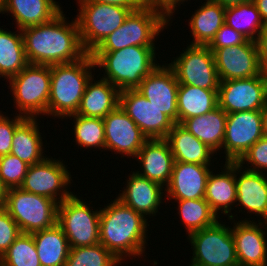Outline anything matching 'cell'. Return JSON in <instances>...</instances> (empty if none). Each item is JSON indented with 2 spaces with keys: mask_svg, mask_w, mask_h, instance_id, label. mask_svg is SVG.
Wrapping results in <instances>:
<instances>
[{
  "mask_svg": "<svg viewBox=\"0 0 267 266\" xmlns=\"http://www.w3.org/2000/svg\"><path fill=\"white\" fill-rule=\"evenodd\" d=\"M119 105L147 139H166L175 123L136 89L119 93Z\"/></svg>",
  "mask_w": 267,
  "mask_h": 266,
  "instance_id": "9a60e30c",
  "label": "cell"
},
{
  "mask_svg": "<svg viewBox=\"0 0 267 266\" xmlns=\"http://www.w3.org/2000/svg\"><path fill=\"white\" fill-rule=\"evenodd\" d=\"M78 4L80 9L76 20L82 45L88 53L119 28L131 11L139 9L105 3Z\"/></svg>",
  "mask_w": 267,
  "mask_h": 266,
  "instance_id": "ba28073f",
  "label": "cell"
},
{
  "mask_svg": "<svg viewBox=\"0 0 267 266\" xmlns=\"http://www.w3.org/2000/svg\"><path fill=\"white\" fill-rule=\"evenodd\" d=\"M54 0H4L0 13H11L22 30L51 21L61 12Z\"/></svg>",
  "mask_w": 267,
  "mask_h": 266,
  "instance_id": "cb8c5ba5",
  "label": "cell"
},
{
  "mask_svg": "<svg viewBox=\"0 0 267 266\" xmlns=\"http://www.w3.org/2000/svg\"><path fill=\"white\" fill-rule=\"evenodd\" d=\"M100 209L99 240L118 260L142 256L145 251L147 219L118 198Z\"/></svg>",
  "mask_w": 267,
  "mask_h": 266,
  "instance_id": "7a4b0ae2",
  "label": "cell"
},
{
  "mask_svg": "<svg viewBox=\"0 0 267 266\" xmlns=\"http://www.w3.org/2000/svg\"><path fill=\"white\" fill-rule=\"evenodd\" d=\"M118 260L101 243L93 246L70 247L64 266H117Z\"/></svg>",
  "mask_w": 267,
  "mask_h": 266,
  "instance_id": "74e56055",
  "label": "cell"
},
{
  "mask_svg": "<svg viewBox=\"0 0 267 266\" xmlns=\"http://www.w3.org/2000/svg\"><path fill=\"white\" fill-rule=\"evenodd\" d=\"M263 137L261 110L227 114L222 148L226 162H237L245 152Z\"/></svg>",
  "mask_w": 267,
  "mask_h": 266,
  "instance_id": "5bb4252c",
  "label": "cell"
},
{
  "mask_svg": "<svg viewBox=\"0 0 267 266\" xmlns=\"http://www.w3.org/2000/svg\"><path fill=\"white\" fill-rule=\"evenodd\" d=\"M146 3H152L154 0H144Z\"/></svg>",
  "mask_w": 267,
  "mask_h": 266,
  "instance_id": "f5cc1de1",
  "label": "cell"
},
{
  "mask_svg": "<svg viewBox=\"0 0 267 266\" xmlns=\"http://www.w3.org/2000/svg\"><path fill=\"white\" fill-rule=\"evenodd\" d=\"M21 32L29 64L70 63L88 53L82 45L77 20L66 23L63 11L51 21L22 29Z\"/></svg>",
  "mask_w": 267,
  "mask_h": 266,
  "instance_id": "6da1fadb",
  "label": "cell"
},
{
  "mask_svg": "<svg viewBox=\"0 0 267 266\" xmlns=\"http://www.w3.org/2000/svg\"><path fill=\"white\" fill-rule=\"evenodd\" d=\"M213 54L219 81L256 77L264 72L253 40L216 49Z\"/></svg>",
  "mask_w": 267,
  "mask_h": 266,
  "instance_id": "2e32d148",
  "label": "cell"
},
{
  "mask_svg": "<svg viewBox=\"0 0 267 266\" xmlns=\"http://www.w3.org/2000/svg\"><path fill=\"white\" fill-rule=\"evenodd\" d=\"M206 1L190 19L189 26L194 41L191 45H208L225 24L226 8L213 0Z\"/></svg>",
  "mask_w": 267,
  "mask_h": 266,
  "instance_id": "f546056e",
  "label": "cell"
},
{
  "mask_svg": "<svg viewBox=\"0 0 267 266\" xmlns=\"http://www.w3.org/2000/svg\"><path fill=\"white\" fill-rule=\"evenodd\" d=\"M209 165L174 162L169 184L165 187L167 198L193 200L205 197Z\"/></svg>",
  "mask_w": 267,
  "mask_h": 266,
  "instance_id": "ffe728a7",
  "label": "cell"
},
{
  "mask_svg": "<svg viewBox=\"0 0 267 266\" xmlns=\"http://www.w3.org/2000/svg\"><path fill=\"white\" fill-rule=\"evenodd\" d=\"M90 79L81 99L77 115L103 119L119 105L120 91L109 81Z\"/></svg>",
  "mask_w": 267,
  "mask_h": 266,
  "instance_id": "d4e9b609",
  "label": "cell"
},
{
  "mask_svg": "<svg viewBox=\"0 0 267 266\" xmlns=\"http://www.w3.org/2000/svg\"><path fill=\"white\" fill-rule=\"evenodd\" d=\"M6 193H7V189L4 187V185L0 179V209L4 208Z\"/></svg>",
  "mask_w": 267,
  "mask_h": 266,
  "instance_id": "f907efd6",
  "label": "cell"
},
{
  "mask_svg": "<svg viewBox=\"0 0 267 266\" xmlns=\"http://www.w3.org/2000/svg\"><path fill=\"white\" fill-rule=\"evenodd\" d=\"M74 117V135L76 144L80 147H94L105 149L104 120L101 118L85 117L72 114Z\"/></svg>",
  "mask_w": 267,
  "mask_h": 266,
  "instance_id": "8d00e7d4",
  "label": "cell"
},
{
  "mask_svg": "<svg viewBox=\"0 0 267 266\" xmlns=\"http://www.w3.org/2000/svg\"><path fill=\"white\" fill-rule=\"evenodd\" d=\"M218 106V90L179 84L177 94L178 123L204 115Z\"/></svg>",
  "mask_w": 267,
  "mask_h": 266,
  "instance_id": "1f68e13d",
  "label": "cell"
},
{
  "mask_svg": "<svg viewBox=\"0 0 267 266\" xmlns=\"http://www.w3.org/2000/svg\"><path fill=\"white\" fill-rule=\"evenodd\" d=\"M213 1L227 8V7L236 6V5L245 3V2H249L251 0H213Z\"/></svg>",
  "mask_w": 267,
  "mask_h": 266,
  "instance_id": "c3c4849f",
  "label": "cell"
},
{
  "mask_svg": "<svg viewBox=\"0 0 267 266\" xmlns=\"http://www.w3.org/2000/svg\"><path fill=\"white\" fill-rule=\"evenodd\" d=\"M78 3H105L126 8H140L146 2L144 0H78Z\"/></svg>",
  "mask_w": 267,
  "mask_h": 266,
  "instance_id": "f6af8a7d",
  "label": "cell"
},
{
  "mask_svg": "<svg viewBox=\"0 0 267 266\" xmlns=\"http://www.w3.org/2000/svg\"><path fill=\"white\" fill-rule=\"evenodd\" d=\"M105 150L136 157L148 140L136 123L118 105L104 118Z\"/></svg>",
  "mask_w": 267,
  "mask_h": 266,
  "instance_id": "ac0fdd59",
  "label": "cell"
},
{
  "mask_svg": "<svg viewBox=\"0 0 267 266\" xmlns=\"http://www.w3.org/2000/svg\"><path fill=\"white\" fill-rule=\"evenodd\" d=\"M37 118H26L13 134L10 153L17 156L29 166L42 162L46 156L42 155L43 143L39 132Z\"/></svg>",
  "mask_w": 267,
  "mask_h": 266,
  "instance_id": "4dcf8cb0",
  "label": "cell"
},
{
  "mask_svg": "<svg viewBox=\"0 0 267 266\" xmlns=\"http://www.w3.org/2000/svg\"><path fill=\"white\" fill-rule=\"evenodd\" d=\"M3 1L4 0H0V11H1V8H2V5H3Z\"/></svg>",
  "mask_w": 267,
  "mask_h": 266,
  "instance_id": "816d5d0a",
  "label": "cell"
},
{
  "mask_svg": "<svg viewBox=\"0 0 267 266\" xmlns=\"http://www.w3.org/2000/svg\"><path fill=\"white\" fill-rule=\"evenodd\" d=\"M179 83L173 69L168 65H159L146 76L136 90L151 104L178 123L177 94Z\"/></svg>",
  "mask_w": 267,
  "mask_h": 266,
  "instance_id": "e0dca14e",
  "label": "cell"
},
{
  "mask_svg": "<svg viewBox=\"0 0 267 266\" xmlns=\"http://www.w3.org/2000/svg\"><path fill=\"white\" fill-rule=\"evenodd\" d=\"M166 140L170 145L174 162L210 165L211 156L215 153L180 123H175Z\"/></svg>",
  "mask_w": 267,
  "mask_h": 266,
  "instance_id": "4316f807",
  "label": "cell"
},
{
  "mask_svg": "<svg viewBox=\"0 0 267 266\" xmlns=\"http://www.w3.org/2000/svg\"><path fill=\"white\" fill-rule=\"evenodd\" d=\"M185 0H154L152 3L156 5L169 19L173 15L175 7ZM187 1V0H186Z\"/></svg>",
  "mask_w": 267,
  "mask_h": 266,
  "instance_id": "bcb514c9",
  "label": "cell"
},
{
  "mask_svg": "<svg viewBox=\"0 0 267 266\" xmlns=\"http://www.w3.org/2000/svg\"><path fill=\"white\" fill-rule=\"evenodd\" d=\"M95 63L90 53L70 63L50 65L51 89L48 115L66 118L76 114Z\"/></svg>",
  "mask_w": 267,
  "mask_h": 266,
  "instance_id": "277c9868",
  "label": "cell"
},
{
  "mask_svg": "<svg viewBox=\"0 0 267 266\" xmlns=\"http://www.w3.org/2000/svg\"><path fill=\"white\" fill-rule=\"evenodd\" d=\"M169 65L179 84H187L207 90H218L219 78L214 54L207 45H189L184 53Z\"/></svg>",
  "mask_w": 267,
  "mask_h": 266,
  "instance_id": "8fae6325",
  "label": "cell"
},
{
  "mask_svg": "<svg viewBox=\"0 0 267 266\" xmlns=\"http://www.w3.org/2000/svg\"><path fill=\"white\" fill-rule=\"evenodd\" d=\"M247 40L248 39L242 33L235 31L232 27L224 24L207 47L213 53L216 49L241 45Z\"/></svg>",
  "mask_w": 267,
  "mask_h": 266,
  "instance_id": "b9f144b4",
  "label": "cell"
},
{
  "mask_svg": "<svg viewBox=\"0 0 267 266\" xmlns=\"http://www.w3.org/2000/svg\"><path fill=\"white\" fill-rule=\"evenodd\" d=\"M4 209L18 224L22 233L32 234L57 224L58 203L21 188L7 190Z\"/></svg>",
  "mask_w": 267,
  "mask_h": 266,
  "instance_id": "52a82bcc",
  "label": "cell"
},
{
  "mask_svg": "<svg viewBox=\"0 0 267 266\" xmlns=\"http://www.w3.org/2000/svg\"><path fill=\"white\" fill-rule=\"evenodd\" d=\"M135 158L142 164L143 173L136 171L138 175L167 187L172 175L174 157L166 139H148Z\"/></svg>",
  "mask_w": 267,
  "mask_h": 266,
  "instance_id": "44dd1931",
  "label": "cell"
},
{
  "mask_svg": "<svg viewBox=\"0 0 267 266\" xmlns=\"http://www.w3.org/2000/svg\"><path fill=\"white\" fill-rule=\"evenodd\" d=\"M163 189L160 184L133 172L123 193L117 198L144 217L156 215L160 203L164 200Z\"/></svg>",
  "mask_w": 267,
  "mask_h": 266,
  "instance_id": "7402d4cb",
  "label": "cell"
},
{
  "mask_svg": "<svg viewBox=\"0 0 267 266\" xmlns=\"http://www.w3.org/2000/svg\"><path fill=\"white\" fill-rule=\"evenodd\" d=\"M225 24L255 41L264 28V23L253 1L225 9ZM256 34V35H255Z\"/></svg>",
  "mask_w": 267,
  "mask_h": 266,
  "instance_id": "836d02e7",
  "label": "cell"
},
{
  "mask_svg": "<svg viewBox=\"0 0 267 266\" xmlns=\"http://www.w3.org/2000/svg\"><path fill=\"white\" fill-rule=\"evenodd\" d=\"M0 28V77L9 80L20 73L29 63L24 49L22 32Z\"/></svg>",
  "mask_w": 267,
  "mask_h": 266,
  "instance_id": "d6a6232c",
  "label": "cell"
},
{
  "mask_svg": "<svg viewBox=\"0 0 267 266\" xmlns=\"http://www.w3.org/2000/svg\"><path fill=\"white\" fill-rule=\"evenodd\" d=\"M71 180L69 170L63 161L46 157L42 162L28 167L20 188L29 193L48 197L59 204L73 195L67 191V185H70Z\"/></svg>",
  "mask_w": 267,
  "mask_h": 266,
  "instance_id": "4fadbf2b",
  "label": "cell"
},
{
  "mask_svg": "<svg viewBox=\"0 0 267 266\" xmlns=\"http://www.w3.org/2000/svg\"><path fill=\"white\" fill-rule=\"evenodd\" d=\"M267 104V72L250 78L220 81L218 106L227 114L262 110Z\"/></svg>",
  "mask_w": 267,
  "mask_h": 266,
  "instance_id": "7c38bea8",
  "label": "cell"
},
{
  "mask_svg": "<svg viewBox=\"0 0 267 266\" xmlns=\"http://www.w3.org/2000/svg\"><path fill=\"white\" fill-rule=\"evenodd\" d=\"M155 47L129 46L115 51H92L95 66L103 68L102 79L121 92L136 89L142 80L158 67Z\"/></svg>",
  "mask_w": 267,
  "mask_h": 266,
  "instance_id": "3957f363",
  "label": "cell"
},
{
  "mask_svg": "<svg viewBox=\"0 0 267 266\" xmlns=\"http://www.w3.org/2000/svg\"><path fill=\"white\" fill-rule=\"evenodd\" d=\"M227 113L217 106L210 112L185 119L181 125L214 152L223 145Z\"/></svg>",
  "mask_w": 267,
  "mask_h": 266,
  "instance_id": "83f0119b",
  "label": "cell"
},
{
  "mask_svg": "<svg viewBox=\"0 0 267 266\" xmlns=\"http://www.w3.org/2000/svg\"><path fill=\"white\" fill-rule=\"evenodd\" d=\"M41 266H64L69 256L70 245L62 228H51L32 233Z\"/></svg>",
  "mask_w": 267,
  "mask_h": 266,
  "instance_id": "f1b7e54d",
  "label": "cell"
},
{
  "mask_svg": "<svg viewBox=\"0 0 267 266\" xmlns=\"http://www.w3.org/2000/svg\"><path fill=\"white\" fill-rule=\"evenodd\" d=\"M243 169L235 162V180L238 205H242L249 213H256L267 222V178L265 173ZM240 172V176L237 174Z\"/></svg>",
  "mask_w": 267,
  "mask_h": 266,
  "instance_id": "603a6c76",
  "label": "cell"
},
{
  "mask_svg": "<svg viewBox=\"0 0 267 266\" xmlns=\"http://www.w3.org/2000/svg\"><path fill=\"white\" fill-rule=\"evenodd\" d=\"M17 115L10 120L0 113V157L10 154L15 129L26 119L24 116Z\"/></svg>",
  "mask_w": 267,
  "mask_h": 266,
  "instance_id": "7bdbcfd3",
  "label": "cell"
},
{
  "mask_svg": "<svg viewBox=\"0 0 267 266\" xmlns=\"http://www.w3.org/2000/svg\"><path fill=\"white\" fill-rule=\"evenodd\" d=\"M223 168L225 169L220 172L221 174L215 175L210 172L204 197L218 217L219 210L222 209L221 213L228 215L231 212V206L237 202L235 162H225Z\"/></svg>",
  "mask_w": 267,
  "mask_h": 266,
  "instance_id": "484cf974",
  "label": "cell"
},
{
  "mask_svg": "<svg viewBox=\"0 0 267 266\" xmlns=\"http://www.w3.org/2000/svg\"><path fill=\"white\" fill-rule=\"evenodd\" d=\"M262 123H263V136L267 137V104L261 110Z\"/></svg>",
  "mask_w": 267,
  "mask_h": 266,
  "instance_id": "681fc988",
  "label": "cell"
},
{
  "mask_svg": "<svg viewBox=\"0 0 267 266\" xmlns=\"http://www.w3.org/2000/svg\"><path fill=\"white\" fill-rule=\"evenodd\" d=\"M259 62L264 72H267V25L264 26L255 40Z\"/></svg>",
  "mask_w": 267,
  "mask_h": 266,
  "instance_id": "ee69618b",
  "label": "cell"
},
{
  "mask_svg": "<svg viewBox=\"0 0 267 266\" xmlns=\"http://www.w3.org/2000/svg\"><path fill=\"white\" fill-rule=\"evenodd\" d=\"M29 165L10 154L0 157V179L8 189L20 188Z\"/></svg>",
  "mask_w": 267,
  "mask_h": 266,
  "instance_id": "f35d334b",
  "label": "cell"
},
{
  "mask_svg": "<svg viewBox=\"0 0 267 266\" xmlns=\"http://www.w3.org/2000/svg\"><path fill=\"white\" fill-rule=\"evenodd\" d=\"M193 248L190 266H239L231 228L214 225L188 235Z\"/></svg>",
  "mask_w": 267,
  "mask_h": 266,
  "instance_id": "9c48e42d",
  "label": "cell"
},
{
  "mask_svg": "<svg viewBox=\"0 0 267 266\" xmlns=\"http://www.w3.org/2000/svg\"><path fill=\"white\" fill-rule=\"evenodd\" d=\"M101 211H92L76 195L58 204L57 224L62 228L70 247L93 246L100 243Z\"/></svg>",
  "mask_w": 267,
  "mask_h": 266,
  "instance_id": "30bf717a",
  "label": "cell"
},
{
  "mask_svg": "<svg viewBox=\"0 0 267 266\" xmlns=\"http://www.w3.org/2000/svg\"><path fill=\"white\" fill-rule=\"evenodd\" d=\"M178 210L185 228L190 233L214 225L218 216L204 199L178 200Z\"/></svg>",
  "mask_w": 267,
  "mask_h": 266,
  "instance_id": "e575fe53",
  "label": "cell"
},
{
  "mask_svg": "<svg viewBox=\"0 0 267 266\" xmlns=\"http://www.w3.org/2000/svg\"><path fill=\"white\" fill-rule=\"evenodd\" d=\"M169 18L153 3L133 10L124 23L108 35L93 51H115L129 46L155 47V37Z\"/></svg>",
  "mask_w": 267,
  "mask_h": 266,
  "instance_id": "5b68a950",
  "label": "cell"
},
{
  "mask_svg": "<svg viewBox=\"0 0 267 266\" xmlns=\"http://www.w3.org/2000/svg\"><path fill=\"white\" fill-rule=\"evenodd\" d=\"M9 84L16 108L20 110L19 115L25 118L48 115L50 65L28 64L20 73L9 79Z\"/></svg>",
  "mask_w": 267,
  "mask_h": 266,
  "instance_id": "8992f818",
  "label": "cell"
},
{
  "mask_svg": "<svg viewBox=\"0 0 267 266\" xmlns=\"http://www.w3.org/2000/svg\"><path fill=\"white\" fill-rule=\"evenodd\" d=\"M21 234L18 224L9 213L0 209V257L9 249V246Z\"/></svg>",
  "mask_w": 267,
  "mask_h": 266,
  "instance_id": "60d3db41",
  "label": "cell"
},
{
  "mask_svg": "<svg viewBox=\"0 0 267 266\" xmlns=\"http://www.w3.org/2000/svg\"><path fill=\"white\" fill-rule=\"evenodd\" d=\"M256 5L264 25H267V0H252Z\"/></svg>",
  "mask_w": 267,
  "mask_h": 266,
  "instance_id": "7dc6e473",
  "label": "cell"
},
{
  "mask_svg": "<svg viewBox=\"0 0 267 266\" xmlns=\"http://www.w3.org/2000/svg\"><path fill=\"white\" fill-rule=\"evenodd\" d=\"M264 223L240 220L231 228L239 266H267L266 231L260 227Z\"/></svg>",
  "mask_w": 267,
  "mask_h": 266,
  "instance_id": "d6986e66",
  "label": "cell"
},
{
  "mask_svg": "<svg viewBox=\"0 0 267 266\" xmlns=\"http://www.w3.org/2000/svg\"><path fill=\"white\" fill-rule=\"evenodd\" d=\"M0 266H41L32 234L21 232L0 257Z\"/></svg>",
  "mask_w": 267,
  "mask_h": 266,
  "instance_id": "d590c367",
  "label": "cell"
},
{
  "mask_svg": "<svg viewBox=\"0 0 267 266\" xmlns=\"http://www.w3.org/2000/svg\"><path fill=\"white\" fill-rule=\"evenodd\" d=\"M248 162L253 168H245L248 171L260 172L267 169V137H261L255 144H253L245 154L237 161L243 167V164ZM260 169V170H259ZM263 170V171H262Z\"/></svg>",
  "mask_w": 267,
  "mask_h": 266,
  "instance_id": "ab89813d",
  "label": "cell"
}]
</instances>
